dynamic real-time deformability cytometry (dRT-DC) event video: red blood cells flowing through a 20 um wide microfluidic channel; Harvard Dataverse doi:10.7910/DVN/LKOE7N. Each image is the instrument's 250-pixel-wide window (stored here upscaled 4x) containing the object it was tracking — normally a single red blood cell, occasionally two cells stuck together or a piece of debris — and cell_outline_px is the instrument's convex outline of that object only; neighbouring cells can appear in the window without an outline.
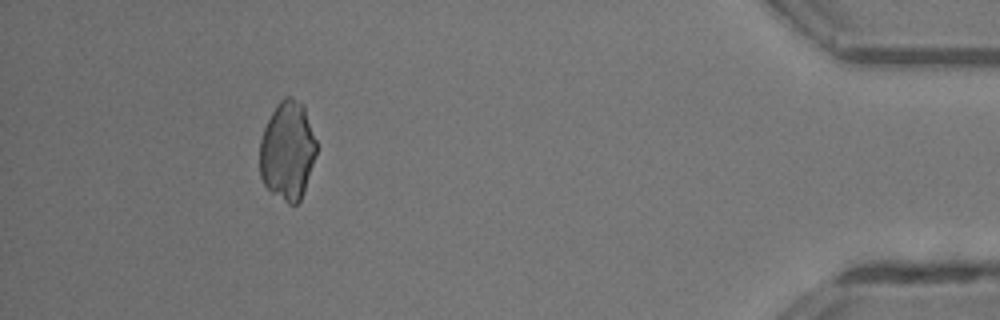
{"species": "common noctule bat (a hibernating species)", "species_latin": "Nyctalus noctula", "temperature_condition": "room temperature", "stored_images_in_passage": 32, "camera_frame_rate_fps": 3000, "um_per_image_px": 0.085, "animal": {"sex": "male", "body_mass_g": 13.3}, "frame": {"image": 1, "passage_image": 28, "time_ms": 9.0, "image_size_px": [1000, 320], "cell_outline_px": [[316, 152], [300, 200], [296, 204], [288, 204], [272, 192], [264, 184], [260, 176], [260, 140], [264, 128], [276, 104], [284, 96], [292, 96], [304, 104], [316, 140]], "centroid_in_image_um": [24.42, 12.76], "position_along_channel_um": 410.8, "area_um2": 32.43}}